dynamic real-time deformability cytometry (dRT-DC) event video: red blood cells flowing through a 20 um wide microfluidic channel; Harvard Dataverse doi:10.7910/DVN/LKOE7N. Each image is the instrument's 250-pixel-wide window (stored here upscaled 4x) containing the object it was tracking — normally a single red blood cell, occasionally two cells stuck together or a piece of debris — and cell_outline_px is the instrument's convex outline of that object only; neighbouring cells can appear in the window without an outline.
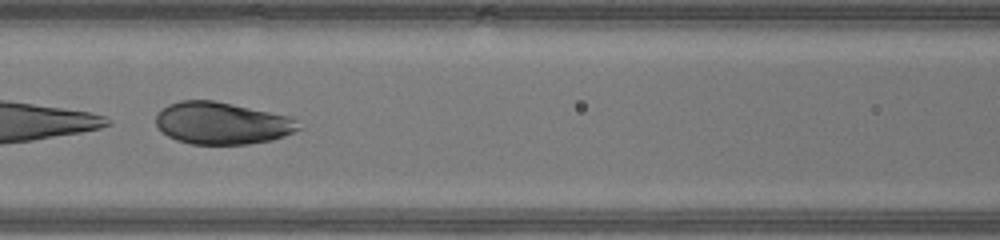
{"species": "human", "species_latin": "Homo sapiens", "temperature_condition": "warm", "stored_images_in_passage": 28, "camera_frame_rate_fps": 3000, "um_per_image_px": 0.085, "donor": {"sex": "male"}, "frame": {"image": 1, "passage_image": 19, "time_ms": 6.0, "image_size_px": [1000, 240], "cell_outline_px": [[300, 128], [284, 136], [272, 140], [248, 144], [192, 144], [176, 140], [168, 136], [156, 124], [156, 116], [168, 104], [180, 100], [212, 100], [292, 116], [296, 120]], "centroid_in_image_um": [18.88, 10.47], "position_along_channel_um": 147.7, "area_um2": 34.85}}
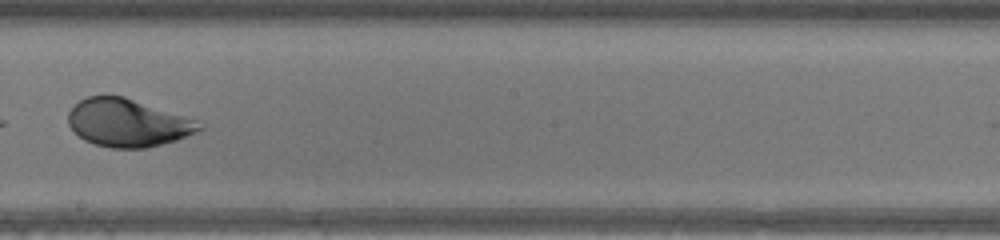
{"frame": {"image": 2, "passage_image": 25, "time_ms": 8.0, "image_size_px": [1000, 240], "cell_outline_px": [[204, 128], [196, 132], [176, 140], [144, 148], [112, 148], [96, 144], [84, 140], [68, 124], [68, 112], [80, 100], [88, 96], [124, 96], [204, 124]], "centroid_in_image_um": [10.82, 10.45], "position_along_channel_um": 237.4, "area_um2": 35.72}}